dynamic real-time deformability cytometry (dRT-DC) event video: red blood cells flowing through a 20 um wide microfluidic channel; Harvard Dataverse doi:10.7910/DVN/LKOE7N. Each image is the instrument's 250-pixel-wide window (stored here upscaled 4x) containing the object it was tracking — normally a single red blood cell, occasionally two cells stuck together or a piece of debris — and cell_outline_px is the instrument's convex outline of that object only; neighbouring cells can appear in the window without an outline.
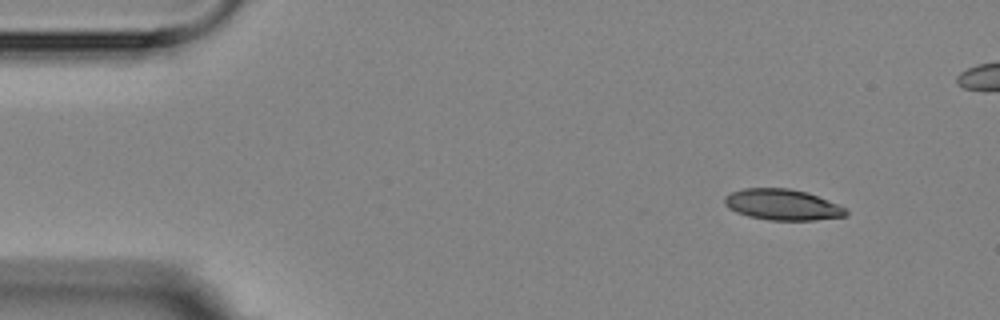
{"species": "Egyptian fruit bat (a non-hibernating species)", "species_latin": "Rousettus aegyptiacus", "temperature_condition": "room temperature", "stored_images_in_passage": 4, "camera_frame_rate_fps": 3000, "um_per_image_px": 0.085, "animal": {"sex": "female"}, "frame": {"image": 1, "passage_image": 1, "time_ms": 0.0, "image_size_px": [1000, 320], "cell_outline_px": [[848, 216], [816, 220], [768, 220], [748, 216], [736, 212], [728, 208], [724, 204], [724, 196], [732, 192], [744, 188], [788, 188], [808, 192], [848, 208]], "centroid_in_image_um": [66.53, 17.4], "position_along_channel_um": 18.5, "area_um2": 22.14}}